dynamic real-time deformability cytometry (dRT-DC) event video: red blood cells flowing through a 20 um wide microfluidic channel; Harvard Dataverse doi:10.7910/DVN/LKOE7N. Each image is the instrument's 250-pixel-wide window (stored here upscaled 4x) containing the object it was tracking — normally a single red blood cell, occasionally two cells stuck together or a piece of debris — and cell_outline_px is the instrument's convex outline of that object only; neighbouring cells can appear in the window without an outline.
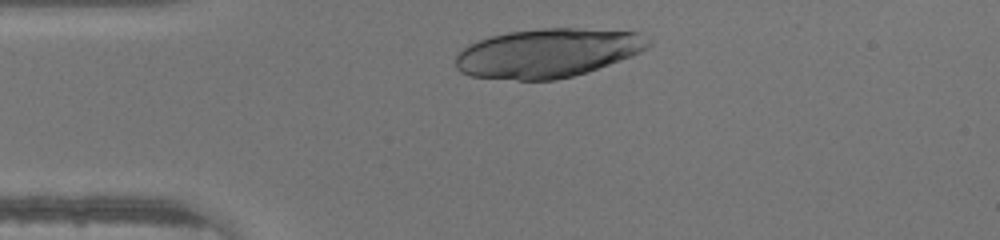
{"species": "human", "species_latin": "Homo sapiens", "temperature_condition": "warm", "stored_images_in_passage": 27, "camera_frame_rate_fps": 3000, "um_per_image_px": 0.085, "donor": {"sex": "male"}, "frame": {"image": 1, "passage_image": 1, "time_ms": 0.0, "image_size_px": [1000, 240], "cell_outline_px": [[652, 44], [648, 48], [632, 56], [588, 72], [556, 80], [516, 80], [468, 76], [460, 72], [456, 68], [456, 56], [468, 44], [492, 36], [508, 32], [544, 28], [580, 28], [640, 32]], "centroid_in_image_um": [46.57, 4.51], "position_along_channel_um": 38.4, "area_um2": 55.14}}
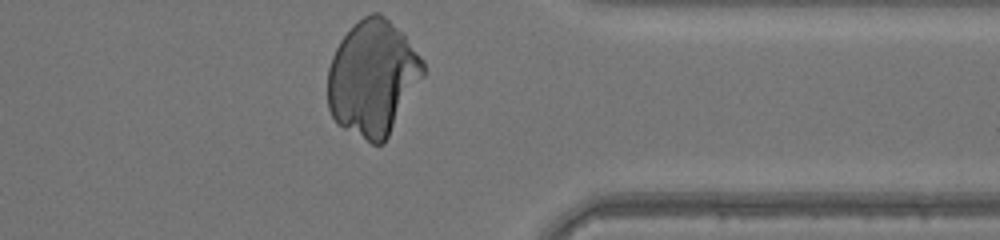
{"frame": {"image": 2, "passage_image": 27, "time_ms": 8.667, "image_size_px": [1000, 240], "cell_outline_px": [[424, 76], [384, 144], [372, 144], [336, 124], [328, 108], [328, 68], [332, 56], [340, 40], [364, 16], [372, 12], [380, 12], [404, 36], [424, 60]], "centroid_in_image_um": [31.67, 6.66], "position_along_channel_um": 379.7, "area_um2": 63.81}}